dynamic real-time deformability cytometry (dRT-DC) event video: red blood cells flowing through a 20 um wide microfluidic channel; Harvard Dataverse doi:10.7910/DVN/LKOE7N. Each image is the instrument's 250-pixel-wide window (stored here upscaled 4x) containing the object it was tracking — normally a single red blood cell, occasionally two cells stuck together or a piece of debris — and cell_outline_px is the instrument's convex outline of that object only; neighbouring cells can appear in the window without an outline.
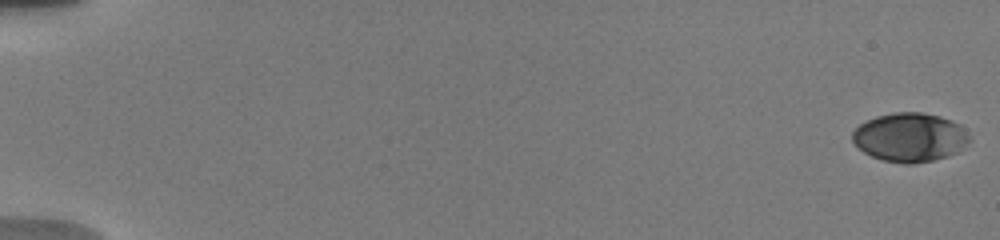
{"species": "human", "species_latin": "Homo sapiens", "temperature_condition": "warm", "stored_images_in_passage": 35, "camera_frame_rate_fps": 3000, "um_per_image_px": 0.085, "donor": {"sex": "male"}, "frame": {"image": 1, "passage_image": 1, "time_ms": 0.0, "image_size_px": [1000, 240], "cell_outline_px": [[972, 140], [956, 152], [948, 156], [932, 160], [912, 164], [904, 164], [884, 160], [872, 156], [864, 152], [852, 140], [852, 132], [860, 124], [876, 116], [892, 112], [920, 112], [940, 116], [952, 120], [960, 124], [964, 128]], "centroid_in_image_um": [77.36, 11.66], "position_along_channel_um": 7.6, "area_um2": 33.35}}
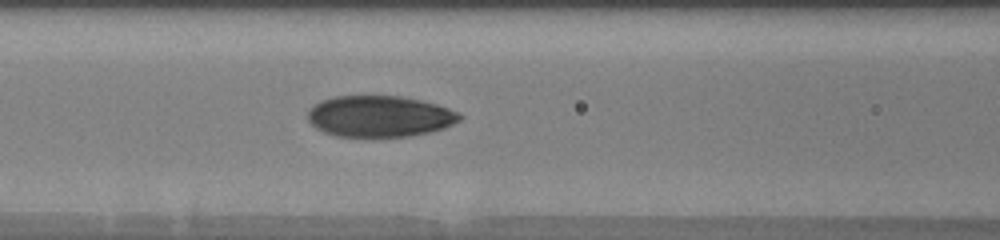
{"frame": {"image": 2, "passage_image": 16, "time_ms": 8.333, "image_size_px": [1000, 240], "cell_outline_px": [[464, 116], [460, 120], [444, 128], [412, 136], [372, 140], [336, 136], [324, 132], [316, 128], [308, 120], [308, 108], [312, 104], [320, 100], [332, 96], [400, 96], [420, 100], [436, 104], [448, 108]], "centroid_in_image_um": [32.21, 9.93], "position_along_channel_um": 134.4, "area_um2": 37.63}}
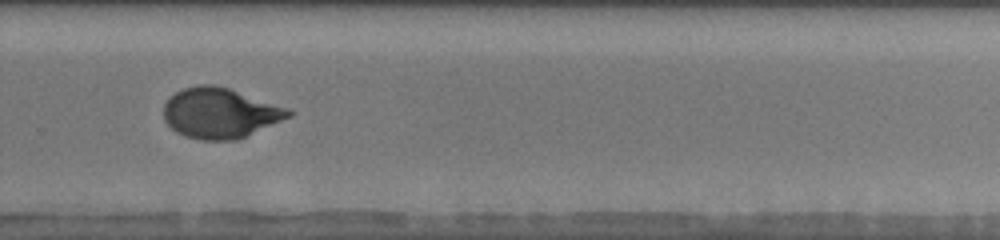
{"frame": {"image": 3, "passage_image": 26, "time_ms": 13.0, "image_size_px": [1000, 240], "cell_outline_px": [[296, 112], [292, 116], [236, 140], [204, 140], [184, 136], [176, 132], [164, 120], [164, 104], [176, 92], [184, 88], [196, 84], [212, 84], [228, 88], [288, 108]], "centroid_in_image_um": [18.7, 9.61], "position_along_channel_um": 311.1, "area_um2": 36.41}, "authors_computed_cell_mechanics": {"area_um2": 36.1828, "velocity_mm_per_s": 3.7996, "shape_relaxation_time_tau1_ms": 4.2246, "shape_relaxation_time_tau2_ms": 1.1427, "deformation_change_tau1": 0.1805, "deformation_change_tau2": 0.0558}}